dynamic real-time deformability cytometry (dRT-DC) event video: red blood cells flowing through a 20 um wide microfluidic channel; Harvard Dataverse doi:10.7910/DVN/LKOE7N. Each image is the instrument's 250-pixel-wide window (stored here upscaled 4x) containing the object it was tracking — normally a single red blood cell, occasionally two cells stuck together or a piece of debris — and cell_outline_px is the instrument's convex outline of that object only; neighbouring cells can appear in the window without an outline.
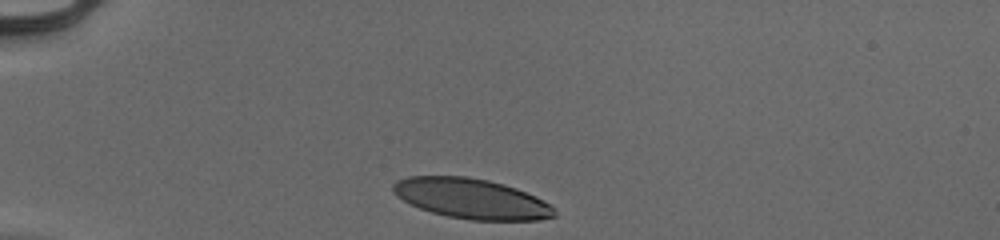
{"species": "human", "species_latin": "Homo sapiens", "temperature_condition": "cold", "stored_images_in_passage": 31, "camera_frame_rate_fps": 3000, "um_per_image_px": 0.085, "donor": {"sex": "male"}, "frame": {"image": 1, "passage_image": 1, "time_ms": 0.0, "image_size_px": [1000, 240], "cell_outline_px": [[556, 216], [540, 220], [472, 220], [448, 216], [432, 212], [420, 208], [396, 196], [392, 192], [392, 184], [396, 180], [408, 176], [468, 176], [488, 180], [504, 184], [516, 188], [536, 196], [548, 204], [556, 212]], "centroid_in_image_um": [40.05, 16.87], "position_along_channel_um": 45.0, "area_um2": 37.69}}
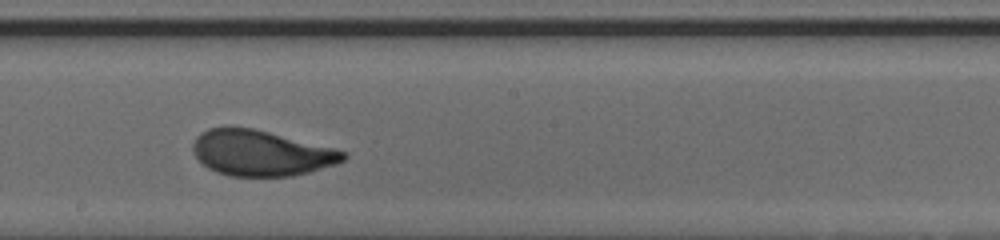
{"frame": {"image": 2, "passage_image": 18, "time_ms": 5.667, "image_size_px": [1000, 240], "cell_outline_px": [[348, 156], [344, 160], [336, 164], [308, 172], [292, 176], [228, 176], [216, 172], [208, 168], [192, 152], [192, 144], [196, 136], [200, 132], [208, 128], [224, 124], [228, 124], [252, 128], [336, 148], [348, 152]], "centroid_in_image_um": [22.15, 12.98], "position_along_channel_um": 226.0, "area_um2": 40.63}}
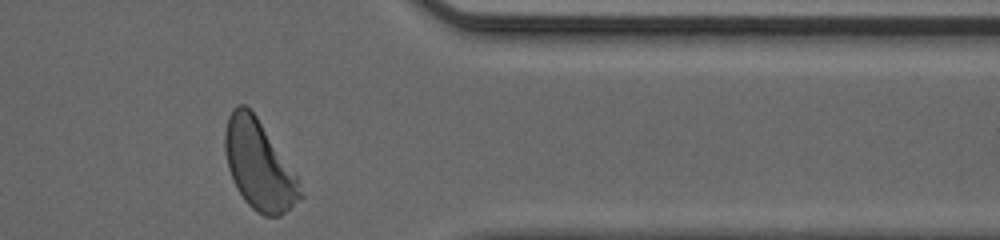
{"frame": {"image": 3, "passage_image": 31, "time_ms": 10.0, "image_size_px": [1000, 240], "cell_outline_px": [[304, 196], [300, 200], [280, 216], [264, 216], [256, 212], [244, 200], [236, 188], [228, 168], [224, 148], [224, 132], [228, 116], [232, 108], [236, 104], [244, 104], [256, 116], [300, 180]], "centroid_in_image_um": [22.01, 14.05], "position_along_channel_um": 389.4, "area_um2": 39.13}, "authors_computed_cell_mechanics": {"area_um2": 40.0554, "velocity_mm_per_s": 3.9534, "shape_relaxation_time_tau1_ms": 3.1791, "shape_relaxation_time_tau2_ms": null, "deformation_change_tau1": 0.1696, "deformation_change_tau2": null}}